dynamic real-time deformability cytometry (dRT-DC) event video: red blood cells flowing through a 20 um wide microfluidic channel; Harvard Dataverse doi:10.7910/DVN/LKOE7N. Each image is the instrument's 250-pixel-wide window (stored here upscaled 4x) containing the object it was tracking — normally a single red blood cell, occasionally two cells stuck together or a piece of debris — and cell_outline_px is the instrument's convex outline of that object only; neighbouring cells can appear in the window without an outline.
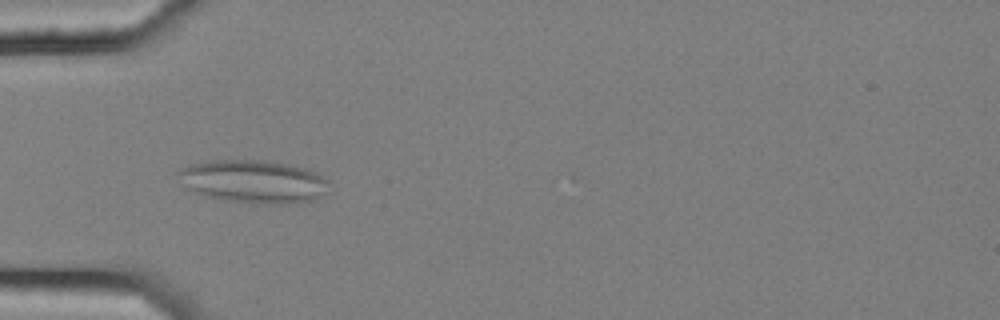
{"species": "common noctule bat (a hibernating species)", "species_latin": "Nyctalus noctula", "temperature_condition": "cold", "stored_images_in_passage": 6, "camera_frame_rate_fps": 3000, "um_per_image_px": 0.085, "animal": {"sex": "female", "body_mass_g": 25.1}, "frame": {"image": 1, "passage_image": 5, "time_ms": 1.333, "image_size_px": [1000, 320], "cell_outline_px": [[332, 192], [316, 200], [280, 204], [256, 204], [224, 200], [204, 196], [188, 188], [176, 172], [180, 168], [192, 164], [212, 160], [264, 160], [308, 168], [316, 172], [328, 180]], "centroid_in_image_um": [21.64, 15.44], "position_along_channel_um": 63.4, "area_um2": 38.26}}